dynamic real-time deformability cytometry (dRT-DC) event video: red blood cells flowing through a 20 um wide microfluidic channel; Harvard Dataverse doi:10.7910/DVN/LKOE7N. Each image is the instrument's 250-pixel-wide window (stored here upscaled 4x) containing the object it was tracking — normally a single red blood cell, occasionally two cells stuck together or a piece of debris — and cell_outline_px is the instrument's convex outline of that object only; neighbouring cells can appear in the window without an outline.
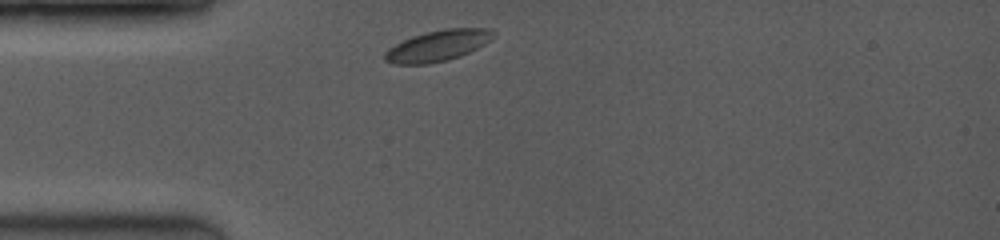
{"species": "common noctule bat (a hibernating species)", "species_latin": "Nyctalus noctula", "temperature_condition": "room temperature", "stored_images_in_passage": 20, "camera_frame_rate_fps": 3500, "um_per_image_px": 0.085, "animal": {"sex": "female", "body_mass_g": 19.0, "forearm_length_mm": 53.3}, "frame": {"image": 1, "passage_image": 1, "time_ms": 0.0, "image_size_px": [1000, 240], "cell_outline_px": [[496, 36], [484, 44], [460, 56], [448, 60], [428, 64], [392, 64], [384, 60], [384, 52], [388, 48], [412, 36], [444, 28], [488, 28], [496, 32]], "centroid_in_image_um": [37.21, 3.88], "position_along_channel_um": 47.8, "area_um2": 19.59}}
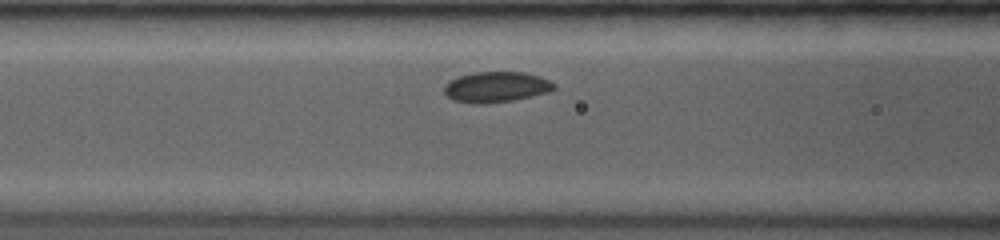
{"frame": {"image": 2, "passage_image": 8, "time_ms": 2.286, "image_size_px": [1000, 240], "cell_outline_px": [[556, 88], [548, 92], [512, 100], [488, 104], [472, 104], [452, 100], [444, 92], [444, 84], [460, 76], [472, 72], [524, 72], [540, 76], [556, 84]], "centroid_in_image_um": [42.16, 7.4], "position_along_channel_um": 124.4, "area_um2": 19.65}}
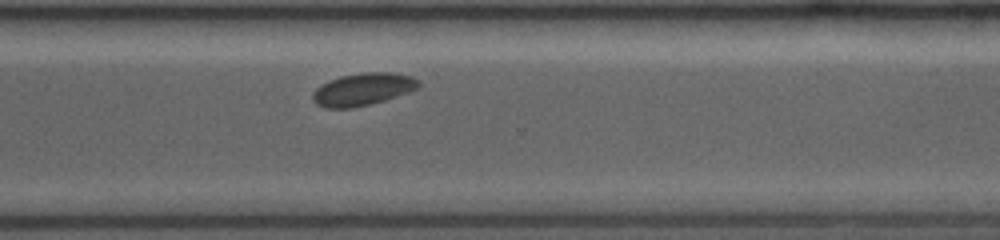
{"frame": {"image": 3, "passage_image": 20, "time_ms": 7.714, "image_size_px": [1000, 240], "cell_outline_px": [[420, 88], [384, 100], [352, 108], [324, 108], [316, 104], [312, 100], [312, 92], [320, 84], [328, 80], [340, 76], [364, 72], [396, 72], [412, 76], [420, 80]], "centroid_in_image_um": [30.84, 7.57], "position_along_channel_um": 339.8, "area_um2": 20.29}}